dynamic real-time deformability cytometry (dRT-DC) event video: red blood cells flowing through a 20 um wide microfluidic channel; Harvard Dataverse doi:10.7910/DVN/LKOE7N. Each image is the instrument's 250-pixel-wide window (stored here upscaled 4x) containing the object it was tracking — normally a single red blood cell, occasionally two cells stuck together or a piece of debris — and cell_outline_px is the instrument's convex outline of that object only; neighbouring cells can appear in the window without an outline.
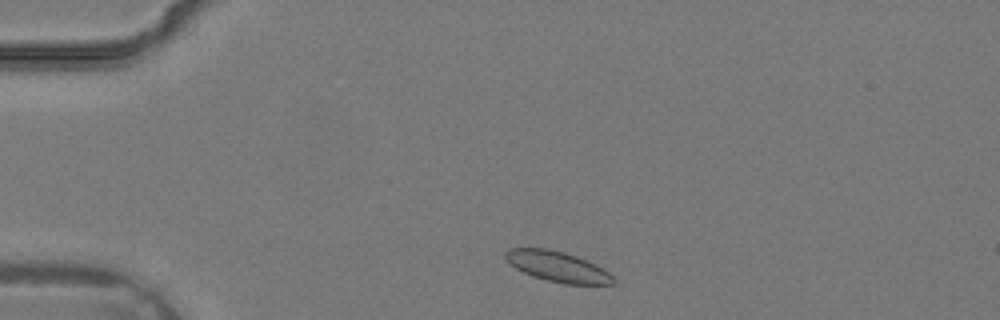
{"species": "common noctule bat (a hibernating species)", "species_latin": "Nyctalus noctula", "temperature_condition": "warm", "stored_images_in_passage": 30, "camera_frame_rate_fps": 3000, "um_per_image_px": 0.085, "animal": {"sex": "male", "body_mass_g": 19.2, "forearm_length_mm": 51.8}, "frame": {"image": 1, "passage_image": 2, "time_ms": 0.333, "image_size_px": [1000, 320], "cell_outline_px": [[616, 284], [564, 284], [532, 276], [508, 264], [504, 256], [504, 252], [508, 248], [548, 248], [564, 252], [576, 256], [596, 264], [604, 268], [616, 280]], "centroid_in_image_um": [47.38, 22.65], "position_along_channel_um": 37.6, "area_um2": 19.25}}
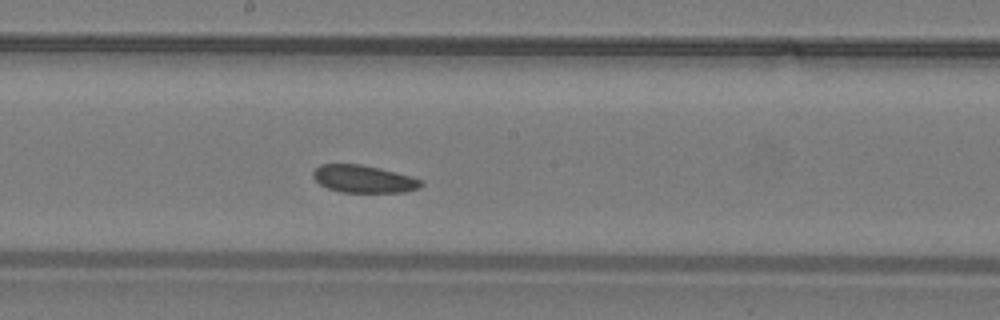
{"frame": {"image": 2, "passage_image": 14, "time_ms": 4.333, "image_size_px": [1000, 320], "cell_outline_px": [[424, 184], [416, 188], [404, 192], [340, 192], [328, 188], [320, 184], [312, 176], [312, 172], [320, 164], [360, 164], [396, 172], [420, 180]], "centroid_in_image_um": [30.85, 15.21], "position_along_channel_um": 217.3, "area_um2": 17.05}}
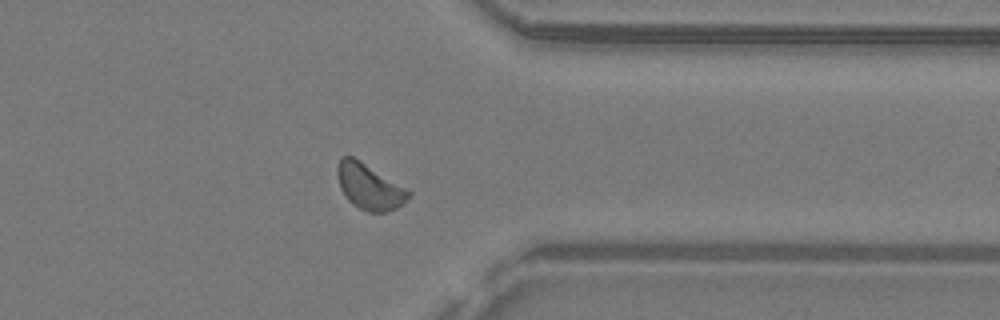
{"frame": {"image": 3, "passage_image": 23, "time_ms": 7.333, "image_size_px": [1000, 320], "cell_outline_px": [[412, 196], [408, 200], [396, 208], [388, 212], [368, 212], [352, 204], [348, 200], [340, 188], [336, 176], [336, 168], [340, 156], [352, 156], [360, 160], [412, 192]], "centroid_in_image_um": [31.37, 15.86], "position_along_channel_um": 380.0, "area_um2": 19.07}}